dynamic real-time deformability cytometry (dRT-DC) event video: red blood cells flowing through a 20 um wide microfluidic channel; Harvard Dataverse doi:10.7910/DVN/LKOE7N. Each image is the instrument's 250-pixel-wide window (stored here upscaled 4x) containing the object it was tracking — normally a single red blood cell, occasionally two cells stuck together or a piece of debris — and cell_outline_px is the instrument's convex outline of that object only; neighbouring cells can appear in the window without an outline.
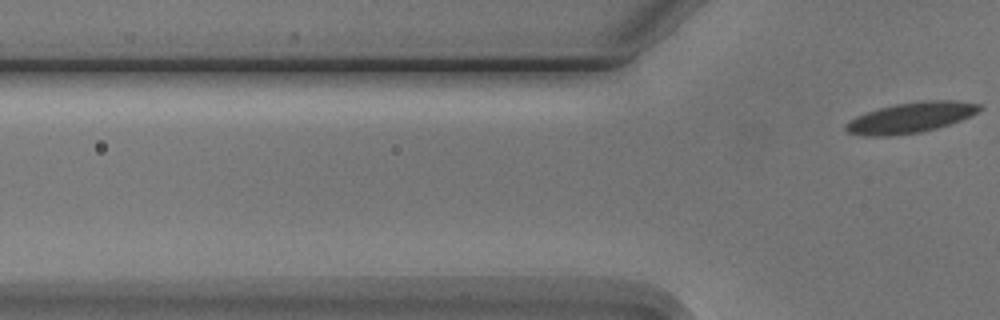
{"species": "Egyptian fruit bat (a non-hibernating species)", "species_latin": "Rousettus aegyptiacus", "temperature_condition": "cold", "stored_images_in_passage": 5, "segment_of_instrument_passage": [2, 2], "camera_frame_rate_fps": 3000, "um_per_image_px": 0.085, "animal": {"sex": "male"}, "frame": {"image": 1, "passage_image": 5, "time_ms": 4.667, "image_size_px": [1000, 320], "cell_outline_px": [[984, 108], [972, 116], [936, 128], [920, 132], [888, 136], [868, 136], [848, 132], [844, 128], [844, 124], [856, 116], [880, 108], [896, 104], [924, 100], [952, 100], [980, 104]], "centroid_in_image_um": [77.44, 9.99], "position_along_channel_um": 48.4, "area_um2": 23.58}}